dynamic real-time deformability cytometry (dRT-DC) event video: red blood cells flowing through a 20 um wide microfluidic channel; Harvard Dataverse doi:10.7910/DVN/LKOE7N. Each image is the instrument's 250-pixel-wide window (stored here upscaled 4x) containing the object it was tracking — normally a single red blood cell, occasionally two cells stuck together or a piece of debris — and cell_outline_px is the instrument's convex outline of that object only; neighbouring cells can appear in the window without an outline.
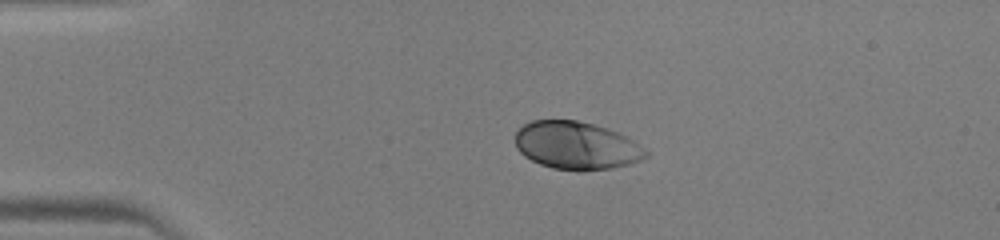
{"species": "human", "species_latin": "Homo sapiens", "temperature_condition": "warm", "stored_images_in_passage": 37, "camera_frame_rate_fps": 3000, "um_per_image_px": 0.085, "donor": {"sex": "male"}, "frame": {"image": 1, "passage_image": 1, "time_ms": 0.0, "image_size_px": [1000, 240], "cell_outline_px": [[648, 156], [640, 160], [628, 164], [612, 168], [580, 172], [552, 168], [540, 164], [524, 156], [516, 148], [516, 132], [524, 124], [532, 120], [576, 120], [608, 128], [632, 140], [644, 148], [648, 152]], "centroid_in_image_um": [48.98, 12.39], "position_along_channel_um": 36.0, "area_um2": 36.41}}
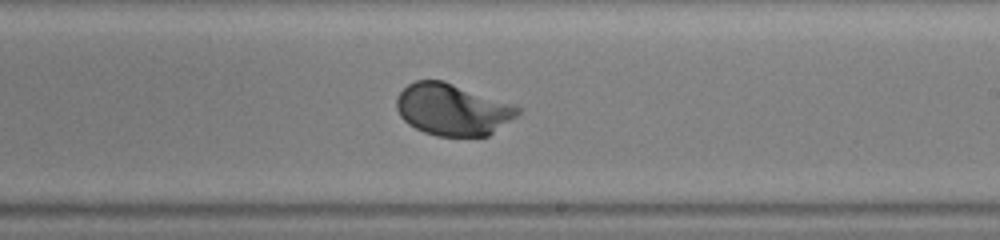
{"frame": {"image": 2, "passage_image": 19, "time_ms": 6.0, "image_size_px": [1000, 240], "cell_outline_px": [[520, 112], [516, 116], [488, 136], [436, 136], [424, 132], [408, 124], [400, 116], [396, 108], [396, 96], [408, 84], [416, 80], [444, 80], [520, 108]], "centroid_in_image_um": [38.4, 9.31], "position_along_channel_um": 250.6, "area_um2": 36.13}}
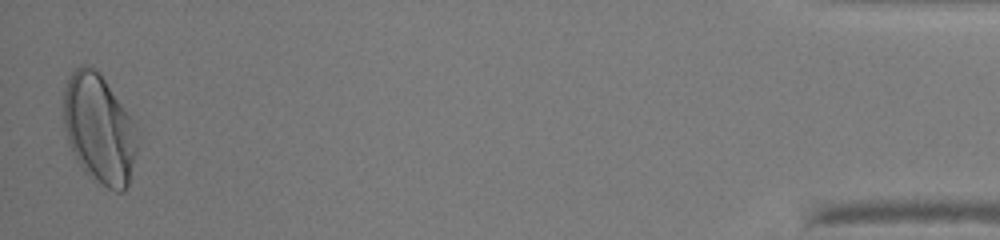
{"frame": {"image": 3, "passage_image": 37, "time_ms": 12.0, "image_size_px": [1000, 240], "cell_outline_px": [[136, 148], [128, 184], [124, 192], [116, 192], [108, 188], [88, 176], [84, 172], [72, 152], [68, 140], [64, 124], [64, 88], [72, 72], [80, 64], [88, 64], [104, 80], [132, 120], [136, 144]], "centroid_in_image_um": [8.38, 10.99], "position_along_channel_um": 426.8, "area_um2": 45.89}}